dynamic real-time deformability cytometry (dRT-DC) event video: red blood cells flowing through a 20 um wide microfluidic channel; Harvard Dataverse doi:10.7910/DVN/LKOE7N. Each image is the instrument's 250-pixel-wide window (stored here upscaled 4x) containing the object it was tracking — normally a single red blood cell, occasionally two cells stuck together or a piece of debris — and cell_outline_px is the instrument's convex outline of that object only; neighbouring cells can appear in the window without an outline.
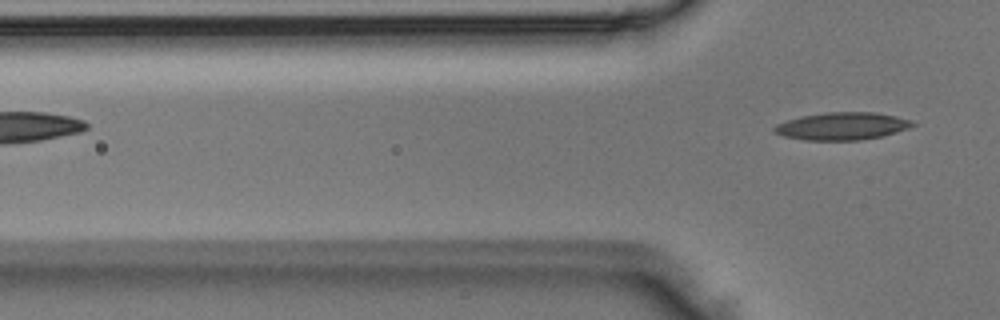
{"species": "Egyptian fruit bat (a non-hibernating species)", "species_latin": "Rousettus aegyptiacus", "temperature_condition": "room temperature", "stored_images_in_passage": 4, "camera_frame_rate_fps": 3000, "um_per_image_px": 0.085, "animal": {"sex": "male"}, "frame": {"image": 1, "passage_image": 4, "time_ms": 1.0, "image_size_px": [1000, 320], "cell_outline_px": [[916, 124], [908, 128], [880, 136], [860, 140], [804, 140], [784, 136], [776, 132], [772, 128], [776, 124], [788, 120], [804, 116], [824, 112], [876, 112], [912, 120]], "centroid_in_image_um": [71.57, 10.71], "position_along_channel_um": 54.2, "area_um2": 21.91}}